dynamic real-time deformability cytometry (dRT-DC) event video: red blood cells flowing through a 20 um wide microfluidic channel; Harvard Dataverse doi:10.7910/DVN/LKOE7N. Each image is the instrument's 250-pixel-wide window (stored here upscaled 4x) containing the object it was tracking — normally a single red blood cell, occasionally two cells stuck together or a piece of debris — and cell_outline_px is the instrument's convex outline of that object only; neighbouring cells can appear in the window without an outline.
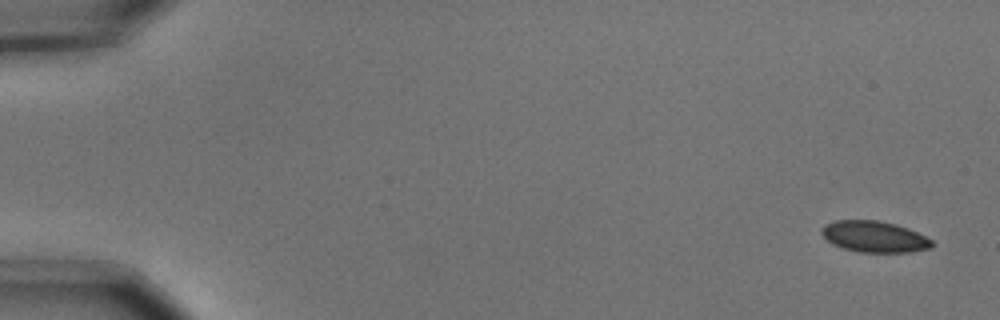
{"species": "common noctule bat (a hibernating species)", "species_latin": "Nyctalus noctula", "temperature_condition": "cold", "stored_images_in_passage": 5, "camera_frame_rate_fps": 3000, "um_per_image_px": 0.085, "animal": {"sex": "male", "body_mass_g": 15.6}, "frame": {"image": 1, "passage_image": 1, "time_ms": 0.0, "image_size_px": [1000, 320], "cell_outline_px": [[932, 248], [912, 252], [860, 252], [844, 248], [832, 244], [820, 232], [820, 228], [824, 224], [836, 220], [880, 220], [896, 224], [908, 228], [932, 240]], "centroid_in_image_um": [74.3, 20.11], "position_along_channel_um": 10.7, "area_um2": 20.11}}
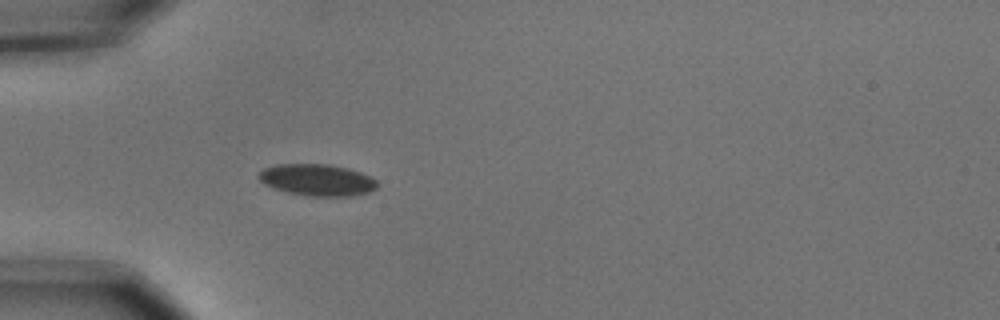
{"frame": {"image": 2, "passage_image": 5, "time_ms": 1.333, "image_size_px": [1000, 320], "cell_outline_px": [[376, 188], [368, 192], [352, 196], [308, 196], [288, 192], [272, 188], [264, 184], [256, 176], [264, 168], [276, 164], [328, 164], [348, 168], [360, 172], [376, 180]], "centroid_in_image_um": [26.92, 15.29], "position_along_channel_um": 58.1, "area_um2": 21.85}}